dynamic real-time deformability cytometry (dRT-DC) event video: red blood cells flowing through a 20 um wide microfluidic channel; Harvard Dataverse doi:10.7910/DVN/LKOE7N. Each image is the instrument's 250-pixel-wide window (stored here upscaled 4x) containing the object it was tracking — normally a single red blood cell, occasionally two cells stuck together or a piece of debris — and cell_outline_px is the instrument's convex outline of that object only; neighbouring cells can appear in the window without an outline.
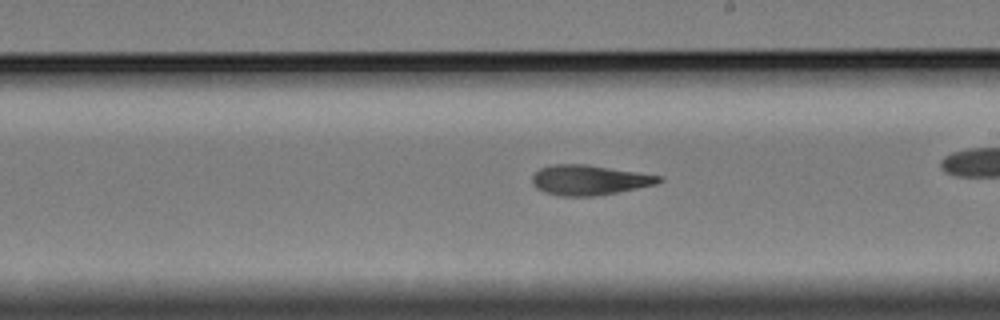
{"species": "Egyptian fruit bat (a non-hibernating species)", "species_latin": "Rousettus aegyptiacus", "temperature_condition": "cold", "stored_images_in_passage": 36, "camera_frame_rate_fps": 3000, "um_per_image_px": 0.085, "animal": {"sex": "female"}, "frame": {"image": 1, "passage_image": 21, "time_ms": 6.667, "image_size_px": [1000, 320], "cell_outline_px": [[664, 180], [656, 184], [616, 192], [592, 196], [560, 196], [544, 192], [536, 188], [532, 184], [532, 176], [540, 168], [552, 164], [588, 164], [664, 176]], "centroid_in_image_um": [50.09, 15.29], "position_along_channel_um": 238.9, "area_um2": 22.25}, "authors_computed_cell_mechanics": {"area_um2": 22.2241, "velocity_mm_per_s": 3.3034, "shape_relaxation_time_tau1_ms": null, "shape_relaxation_time_tau2_ms": 5.7963, "deformation_change_tau1": null, "deformation_change_tau2": 0.1525}}